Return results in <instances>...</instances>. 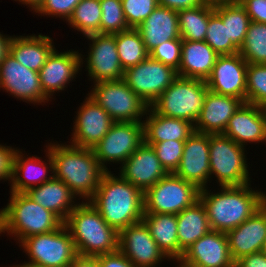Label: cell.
Here are the masks:
<instances>
[{"instance_id":"obj_17","label":"cell","mask_w":266,"mask_h":267,"mask_svg":"<svg viewBox=\"0 0 266 267\" xmlns=\"http://www.w3.org/2000/svg\"><path fill=\"white\" fill-rule=\"evenodd\" d=\"M178 263L181 267H235L226 233L214 230L189 247Z\"/></svg>"},{"instance_id":"obj_13","label":"cell","mask_w":266,"mask_h":267,"mask_svg":"<svg viewBox=\"0 0 266 267\" xmlns=\"http://www.w3.org/2000/svg\"><path fill=\"white\" fill-rule=\"evenodd\" d=\"M86 37L92 41L86 67L94 83L123 79L124 69L119 60L115 35L96 33Z\"/></svg>"},{"instance_id":"obj_29","label":"cell","mask_w":266,"mask_h":267,"mask_svg":"<svg viewBox=\"0 0 266 267\" xmlns=\"http://www.w3.org/2000/svg\"><path fill=\"white\" fill-rule=\"evenodd\" d=\"M49 36H19L12 37L9 44V53L25 67L39 72L47 58L55 49Z\"/></svg>"},{"instance_id":"obj_36","label":"cell","mask_w":266,"mask_h":267,"mask_svg":"<svg viewBox=\"0 0 266 267\" xmlns=\"http://www.w3.org/2000/svg\"><path fill=\"white\" fill-rule=\"evenodd\" d=\"M101 17L100 0H81L74 8L68 23L87 36L100 33Z\"/></svg>"},{"instance_id":"obj_40","label":"cell","mask_w":266,"mask_h":267,"mask_svg":"<svg viewBox=\"0 0 266 267\" xmlns=\"http://www.w3.org/2000/svg\"><path fill=\"white\" fill-rule=\"evenodd\" d=\"M100 6L102 10L101 34H115L129 29L121 0H100Z\"/></svg>"},{"instance_id":"obj_37","label":"cell","mask_w":266,"mask_h":267,"mask_svg":"<svg viewBox=\"0 0 266 267\" xmlns=\"http://www.w3.org/2000/svg\"><path fill=\"white\" fill-rule=\"evenodd\" d=\"M239 53L248 64H266V24L250 22Z\"/></svg>"},{"instance_id":"obj_42","label":"cell","mask_w":266,"mask_h":267,"mask_svg":"<svg viewBox=\"0 0 266 267\" xmlns=\"http://www.w3.org/2000/svg\"><path fill=\"white\" fill-rule=\"evenodd\" d=\"M129 28H137L159 6L158 0H121Z\"/></svg>"},{"instance_id":"obj_5","label":"cell","mask_w":266,"mask_h":267,"mask_svg":"<svg viewBox=\"0 0 266 267\" xmlns=\"http://www.w3.org/2000/svg\"><path fill=\"white\" fill-rule=\"evenodd\" d=\"M63 222L26 193L11 192L8 205L0 211V233L8 232L21 242L34 235L58 229Z\"/></svg>"},{"instance_id":"obj_35","label":"cell","mask_w":266,"mask_h":267,"mask_svg":"<svg viewBox=\"0 0 266 267\" xmlns=\"http://www.w3.org/2000/svg\"><path fill=\"white\" fill-rule=\"evenodd\" d=\"M114 35L119 60L124 70L141 63L149 57V52L136 28H129Z\"/></svg>"},{"instance_id":"obj_22","label":"cell","mask_w":266,"mask_h":267,"mask_svg":"<svg viewBox=\"0 0 266 267\" xmlns=\"http://www.w3.org/2000/svg\"><path fill=\"white\" fill-rule=\"evenodd\" d=\"M224 136L245 147L247 142L266 141V111L255 104L243 102L229 119ZM244 143V144H243Z\"/></svg>"},{"instance_id":"obj_25","label":"cell","mask_w":266,"mask_h":267,"mask_svg":"<svg viewBox=\"0 0 266 267\" xmlns=\"http://www.w3.org/2000/svg\"><path fill=\"white\" fill-rule=\"evenodd\" d=\"M148 52L162 43L181 38L177 11L157 6L136 28Z\"/></svg>"},{"instance_id":"obj_9","label":"cell","mask_w":266,"mask_h":267,"mask_svg":"<svg viewBox=\"0 0 266 267\" xmlns=\"http://www.w3.org/2000/svg\"><path fill=\"white\" fill-rule=\"evenodd\" d=\"M244 147L223 134H209L210 177L215 174L220 186L249 183Z\"/></svg>"},{"instance_id":"obj_47","label":"cell","mask_w":266,"mask_h":267,"mask_svg":"<svg viewBox=\"0 0 266 267\" xmlns=\"http://www.w3.org/2000/svg\"><path fill=\"white\" fill-rule=\"evenodd\" d=\"M97 258L101 267H135L119 250Z\"/></svg>"},{"instance_id":"obj_2","label":"cell","mask_w":266,"mask_h":267,"mask_svg":"<svg viewBox=\"0 0 266 267\" xmlns=\"http://www.w3.org/2000/svg\"><path fill=\"white\" fill-rule=\"evenodd\" d=\"M249 183L240 186H221L212 194L200 189L199 199L205 206L211 230L228 232L250 218L266 203L263 192L253 191Z\"/></svg>"},{"instance_id":"obj_46","label":"cell","mask_w":266,"mask_h":267,"mask_svg":"<svg viewBox=\"0 0 266 267\" xmlns=\"http://www.w3.org/2000/svg\"><path fill=\"white\" fill-rule=\"evenodd\" d=\"M16 151L12 147L0 145V180H12Z\"/></svg>"},{"instance_id":"obj_34","label":"cell","mask_w":266,"mask_h":267,"mask_svg":"<svg viewBox=\"0 0 266 267\" xmlns=\"http://www.w3.org/2000/svg\"><path fill=\"white\" fill-rule=\"evenodd\" d=\"M214 12L222 19V22H227L228 39L240 49L251 22L245 8L236 0L215 5Z\"/></svg>"},{"instance_id":"obj_16","label":"cell","mask_w":266,"mask_h":267,"mask_svg":"<svg viewBox=\"0 0 266 267\" xmlns=\"http://www.w3.org/2000/svg\"><path fill=\"white\" fill-rule=\"evenodd\" d=\"M248 63L240 53L218 56L210 77L206 80L210 91L232 96L246 102V70Z\"/></svg>"},{"instance_id":"obj_12","label":"cell","mask_w":266,"mask_h":267,"mask_svg":"<svg viewBox=\"0 0 266 267\" xmlns=\"http://www.w3.org/2000/svg\"><path fill=\"white\" fill-rule=\"evenodd\" d=\"M143 142V121L114 122L92 150L100 165L108 171L105 162L123 164Z\"/></svg>"},{"instance_id":"obj_41","label":"cell","mask_w":266,"mask_h":267,"mask_svg":"<svg viewBox=\"0 0 266 267\" xmlns=\"http://www.w3.org/2000/svg\"><path fill=\"white\" fill-rule=\"evenodd\" d=\"M145 143L155 150L157 158L167 173H175L181 162L185 140Z\"/></svg>"},{"instance_id":"obj_23","label":"cell","mask_w":266,"mask_h":267,"mask_svg":"<svg viewBox=\"0 0 266 267\" xmlns=\"http://www.w3.org/2000/svg\"><path fill=\"white\" fill-rule=\"evenodd\" d=\"M78 51H67L58 53L55 49L47 58L45 64L39 71L40 84L44 95L49 99L52 92L64 90L66 84L75 78L80 70L82 62Z\"/></svg>"},{"instance_id":"obj_45","label":"cell","mask_w":266,"mask_h":267,"mask_svg":"<svg viewBox=\"0 0 266 267\" xmlns=\"http://www.w3.org/2000/svg\"><path fill=\"white\" fill-rule=\"evenodd\" d=\"M252 22L266 24V0H238Z\"/></svg>"},{"instance_id":"obj_32","label":"cell","mask_w":266,"mask_h":267,"mask_svg":"<svg viewBox=\"0 0 266 267\" xmlns=\"http://www.w3.org/2000/svg\"><path fill=\"white\" fill-rule=\"evenodd\" d=\"M142 221L159 248L168 257L179 261L178 223L176 214H144Z\"/></svg>"},{"instance_id":"obj_10","label":"cell","mask_w":266,"mask_h":267,"mask_svg":"<svg viewBox=\"0 0 266 267\" xmlns=\"http://www.w3.org/2000/svg\"><path fill=\"white\" fill-rule=\"evenodd\" d=\"M88 95L102 107L114 122H138L149 108L123 79L94 83Z\"/></svg>"},{"instance_id":"obj_20","label":"cell","mask_w":266,"mask_h":267,"mask_svg":"<svg viewBox=\"0 0 266 267\" xmlns=\"http://www.w3.org/2000/svg\"><path fill=\"white\" fill-rule=\"evenodd\" d=\"M229 252L234 262L263 251L266 245V203L238 227L226 232Z\"/></svg>"},{"instance_id":"obj_21","label":"cell","mask_w":266,"mask_h":267,"mask_svg":"<svg viewBox=\"0 0 266 267\" xmlns=\"http://www.w3.org/2000/svg\"><path fill=\"white\" fill-rule=\"evenodd\" d=\"M121 165L120 175L143 193L168 174L155 150L145 142Z\"/></svg>"},{"instance_id":"obj_33","label":"cell","mask_w":266,"mask_h":267,"mask_svg":"<svg viewBox=\"0 0 266 267\" xmlns=\"http://www.w3.org/2000/svg\"><path fill=\"white\" fill-rule=\"evenodd\" d=\"M214 6L201 4L194 8L177 11L180 37L188 41H204L210 15Z\"/></svg>"},{"instance_id":"obj_53","label":"cell","mask_w":266,"mask_h":267,"mask_svg":"<svg viewBox=\"0 0 266 267\" xmlns=\"http://www.w3.org/2000/svg\"><path fill=\"white\" fill-rule=\"evenodd\" d=\"M203 4H210V5H219V4H225V3H231L236 0H201Z\"/></svg>"},{"instance_id":"obj_14","label":"cell","mask_w":266,"mask_h":267,"mask_svg":"<svg viewBox=\"0 0 266 267\" xmlns=\"http://www.w3.org/2000/svg\"><path fill=\"white\" fill-rule=\"evenodd\" d=\"M135 267H155L168 258L150 235L143 221L119 232L118 249Z\"/></svg>"},{"instance_id":"obj_11","label":"cell","mask_w":266,"mask_h":267,"mask_svg":"<svg viewBox=\"0 0 266 267\" xmlns=\"http://www.w3.org/2000/svg\"><path fill=\"white\" fill-rule=\"evenodd\" d=\"M178 77L177 71L150 57L124 70V82L148 106Z\"/></svg>"},{"instance_id":"obj_43","label":"cell","mask_w":266,"mask_h":267,"mask_svg":"<svg viewBox=\"0 0 266 267\" xmlns=\"http://www.w3.org/2000/svg\"><path fill=\"white\" fill-rule=\"evenodd\" d=\"M182 41L181 38L166 41L152 49L149 57L178 72L181 63Z\"/></svg>"},{"instance_id":"obj_15","label":"cell","mask_w":266,"mask_h":267,"mask_svg":"<svg viewBox=\"0 0 266 267\" xmlns=\"http://www.w3.org/2000/svg\"><path fill=\"white\" fill-rule=\"evenodd\" d=\"M0 88L31 103L48 100L40 84L39 72L20 64L10 53L0 63Z\"/></svg>"},{"instance_id":"obj_54","label":"cell","mask_w":266,"mask_h":267,"mask_svg":"<svg viewBox=\"0 0 266 267\" xmlns=\"http://www.w3.org/2000/svg\"><path fill=\"white\" fill-rule=\"evenodd\" d=\"M263 252H264L265 255H266V245L264 246Z\"/></svg>"},{"instance_id":"obj_28","label":"cell","mask_w":266,"mask_h":267,"mask_svg":"<svg viewBox=\"0 0 266 267\" xmlns=\"http://www.w3.org/2000/svg\"><path fill=\"white\" fill-rule=\"evenodd\" d=\"M47 152L49 167L46 166L47 163H43L44 161L37 156L25 159L19 150L16 151L13 165V176L10 181L12 182L11 192L26 193L30 188L40 186L54 177V175H49V177H47L48 175L46 174L48 172L47 168H49V170L51 169L50 171L54 173V171H52L54 170V162L49 149Z\"/></svg>"},{"instance_id":"obj_51","label":"cell","mask_w":266,"mask_h":267,"mask_svg":"<svg viewBox=\"0 0 266 267\" xmlns=\"http://www.w3.org/2000/svg\"><path fill=\"white\" fill-rule=\"evenodd\" d=\"M12 36H5L0 33V63L4 60L5 56L9 53V44Z\"/></svg>"},{"instance_id":"obj_19","label":"cell","mask_w":266,"mask_h":267,"mask_svg":"<svg viewBox=\"0 0 266 267\" xmlns=\"http://www.w3.org/2000/svg\"><path fill=\"white\" fill-rule=\"evenodd\" d=\"M174 174L199 189L205 188L210 179L209 134L194 131L185 140L181 162Z\"/></svg>"},{"instance_id":"obj_30","label":"cell","mask_w":266,"mask_h":267,"mask_svg":"<svg viewBox=\"0 0 266 267\" xmlns=\"http://www.w3.org/2000/svg\"><path fill=\"white\" fill-rule=\"evenodd\" d=\"M146 114L149 117L146 116V120L143 121L144 142L186 140L194 132V125L191 122L157 114L150 106Z\"/></svg>"},{"instance_id":"obj_27","label":"cell","mask_w":266,"mask_h":267,"mask_svg":"<svg viewBox=\"0 0 266 267\" xmlns=\"http://www.w3.org/2000/svg\"><path fill=\"white\" fill-rule=\"evenodd\" d=\"M26 194L43 208L53 212L63 223L77 206L73 201L76 196L62 180L55 177L40 186L30 188Z\"/></svg>"},{"instance_id":"obj_26","label":"cell","mask_w":266,"mask_h":267,"mask_svg":"<svg viewBox=\"0 0 266 267\" xmlns=\"http://www.w3.org/2000/svg\"><path fill=\"white\" fill-rule=\"evenodd\" d=\"M219 55L205 41H182L178 76L206 81Z\"/></svg>"},{"instance_id":"obj_18","label":"cell","mask_w":266,"mask_h":267,"mask_svg":"<svg viewBox=\"0 0 266 267\" xmlns=\"http://www.w3.org/2000/svg\"><path fill=\"white\" fill-rule=\"evenodd\" d=\"M74 123L71 145L93 149L110 130L114 120L88 95Z\"/></svg>"},{"instance_id":"obj_1","label":"cell","mask_w":266,"mask_h":267,"mask_svg":"<svg viewBox=\"0 0 266 267\" xmlns=\"http://www.w3.org/2000/svg\"><path fill=\"white\" fill-rule=\"evenodd\" d=\"M144 193L121 175L113 176L106 171L90 200L104 221L118 232L142 221L144 215Z\"/></svg>"},{"instance_id":"obj_39","label":"cell","mask_w":266,"mask_h":267,"mask_svg":"<svg viewBox=\"0 0 266 267\" xmlns=\"http://www.w3.org/2000/svg\"><path fill=\"white\" fill-rule=\"evenodd\" d=\"M246 102L262 108L266 107V64H248Z\"/></svg>"},{"instance_id":"obj_31","label":"cell","mask_w":266,"mask_h":267,"mask_svg":"<svg viewBox=\"0 0 266 267\" xmlns=\"http://www.w3.org/2000/svg\"><path fill=\"white\" fill-rule=\"evenodd\" d=\"M178 223L179 260L198 239L211 231L205 206L201 200L176 214Z\"/></svg>"},{"instance_id":"obj_50","label":"cell","mask_w":266,"mask_h":267,"mask_svg":"<svg viewBox=\"0 0 266 267\" xmlns=\"http://www.w3.org/2000/svg\"><path fill=\"white\" fill-rule=\"evenodd\" d=\"M71 267H101L97 257L77 255Z\"/></svg>"},{"instance_id":"obj_44","label":"cell","mask_w":266,"mask_h":267,"mask_svg":"<svg viewBox=\"0 0 266 267\" xmlns=\"http://www.w3.org/2000/svg\"><path fill=\"white\" fill-rule=\"evenodd\" d=\"M80 1L81 0H44L35 12L43 15L65 17V20L68 21L74 8Z\"/></svg>"},{"instance_id":"obj_49","label":"cell","mask_w":266,"mask_h":267,"mask_svg":"<svg viewBox=\"0 0 266 267\" xmlns=\"http://www.w3.org/2000/svg\"><path fill=\"white\" fill-rule=\"evenodd\" d=\"M158 4L171 10L180 11L197 7L203 3L201 0H158Z\"/></svg>"},{"instance_id":"obj_4","label":"cell","mask_w":266,"mask_h":267,"mask_svg":"<svg viewBox=\"0 0 266 267\" xmlns=\"http://www.w3.org/2000/svg\"><path fill=\"white\" fill-rule=\"evenodd\" d=\"M64 225L78 255L97 257L119 249V232L104 221L90 201L77 204Z\"/></svg>"},{"instance_id":"obj_7","label":"cell","mask_w":266,"mask_h":267,"mask_svg":"<svg viewBox=\"0 0 266 267\" xmlns=\"http://www.w3.org/2000/svg\"><path fill=\"white\" fill-rule=\"evenodd\" d=\"M20 243L31 261L17 267L69 266L78 255L64 223L54 231L25 238Z\"/></svg>"},{"instance_id":"obj_38","label":"cell","mask_w":266,"mask_h":267,"mask_svg":"<svg viewBox=\"0 0 266 267\" xmlns=\"http://www.w3.org/2000/svg\"><path fill=\"white\" fill-rule=\"evenodd\" d=\"M219 56L239 53V48L228 39L227 22L213 12L209 17L204 40Z\"/></svg>"},{"instance_id":"obj_48","label":"cell","mask_w":266,"mask_h":267,"mask_svg":"<svg viewBox=\"0 0 266 267\" xmlns=\"http://www.w3.org/2000/svg\"><path fill=\"white\" fill-rule=\"evenodd\" d=\"M235 267H266V255L263 251L246 255L235 262Z\"/></svg>"},{"instance_id":"obj_52","label":"cell","mask_w":266,"mask_h":267,"mask_svg":"<svg viewBox=\"0 0 266 267\" xmlns=\"http://www.w3.org/2000/svg\"><path fill=\"white\" fill-rule=\"evenodd\" d=\"M15 1H19L22 4H26L28 6L30 5V8L36 11L44 0H15Z\"/></svg>"},{"instance_id":"obj_24","label":"cell","mask_w":266,"mask_h":267,"mask_svg":"<svg viewBox=\"0 0 266 267\" xmlns=\"http://www.w3.org/2000/svg\"><path fill=\"white\" fill-rule=\"evenodd\" d=\"M243 101L208 91L201 114L194 125V131L205 134H223L229 119Z\"/></svg>"},{"instance_id":"obj_8","label":"cell","mask_w":266,"mask_h":267,"mask_svg":"<svg viewBox=\"0 0 266 267\" xmlns=\"http://www.w3.org/2000/svg\"><path fill=\"white\" fill-rule=\"evenodd\" d=\"M200 189L168 173L144 192V214H179L199 200Z\"/></svg>"},{"instance_id":"obj_6","label":"cell","mask_w":266,"mask_h":267,"mask_svg":"<svg viewBox=\"0 0 266 267\" xmlns=\"http://www.w3.org/2000/svg\"><path fill=\"white\" fill-rule=\"evenodd\" d=\"M208 91L206 81L178 76L150 107L157 114L195 125Z\"/></svg>"},{"instance_id":"obj_3","label":"cell","mask_w":266,"mask_h":267,"mask_svg":"<svg viewBox=\"0 0 266 267\" xmlns=\"http://www.w3.org/2000/svg\"><path fill=\"white\" fill-rule=\"evenodd\" d=\"M54 177L62 180L75 196L90 201L106 172L92 149L73 145L50 144Z\"/></svg>"}]
</instances>
